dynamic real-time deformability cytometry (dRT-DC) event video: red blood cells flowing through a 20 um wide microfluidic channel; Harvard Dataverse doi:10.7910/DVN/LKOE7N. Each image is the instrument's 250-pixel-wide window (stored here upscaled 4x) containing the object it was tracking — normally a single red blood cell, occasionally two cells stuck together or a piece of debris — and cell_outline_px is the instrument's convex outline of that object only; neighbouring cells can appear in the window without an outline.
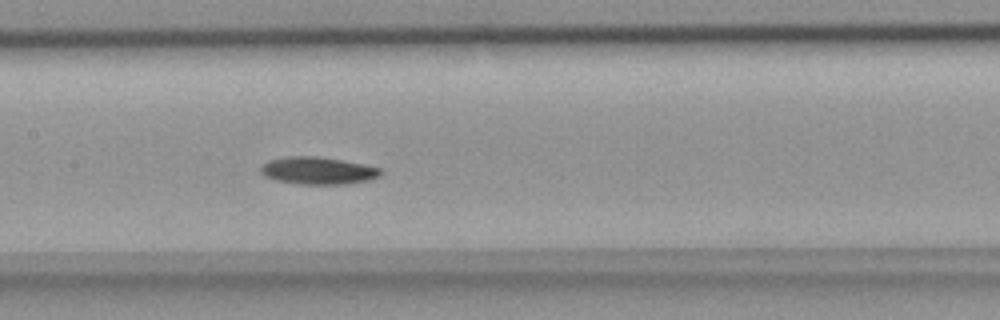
{"species": "common noctule bat (a hibernating species)", "species_latin": "Nyctalus noctula", "temperature_condition": "room temperature", "stored_images_in_passage": 50, "camera_frame_rate_fps": 3000, "um_per_image_px": 0.085, "animal": {"sex": "female", "body_mass_g": 18.4}, "frame": {"image": 1, "passage_image": 24, "time_ms": 7.667, "image_size_px": [1000, 320], "cell_outline_px": [[380, 176], [372, 180], [344, 184], [300, 184], [276, 180], [264, 176], [260, 172], [260, 168], [268, 160], [288, 156], [316, 156], [364, 164], [380, 168]], "centroid_in_image_um": [27.02, 14.51], "position_along_channel_um": 180.4, "area_um2": 19.07}}
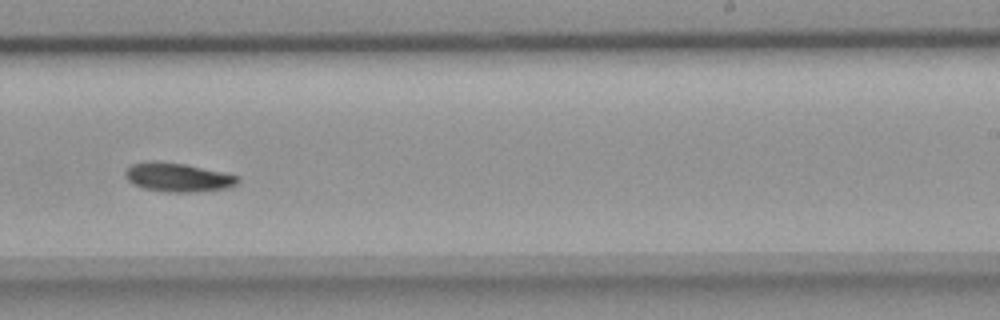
{"frame": {"image": 2, "passage_image": 31, "time_ms": 10.0, "image_size_px": [1000, 320], "cell_outline_px": [[240, 180], [236, 184], [228, 188], [196, 192], [164, 192], [144, 188], [132, 184], [124, 176], [124, 168], [132, 164], [148, 160], [152, 160], [184, 164], [224, 172], [240, 176]], "centroid_in_image_um": [15.09, 15.07], "position_along_channel_um": 273.9, "area_um2": 19.25}}
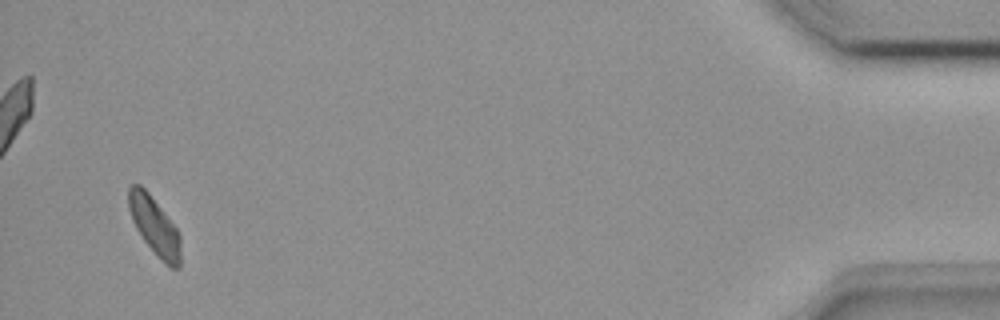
{"frame": {"image": 3, "passage_image": 48, "time_ms": 15.667, "image_size_px": [1000, 320], "cell_outline_px": [[180, 268], [168, 268], [164, 264], [144, 240], [136, 228], [132, 220], [128, 208], [128, 188], [132, 184], [140, 184], [148, 192], [176, 228], [180, 236]], "centroid_in_image_um": [13.12, 19.23], "position_along_channel_um": 422.1, "area_um2": 17.46}}